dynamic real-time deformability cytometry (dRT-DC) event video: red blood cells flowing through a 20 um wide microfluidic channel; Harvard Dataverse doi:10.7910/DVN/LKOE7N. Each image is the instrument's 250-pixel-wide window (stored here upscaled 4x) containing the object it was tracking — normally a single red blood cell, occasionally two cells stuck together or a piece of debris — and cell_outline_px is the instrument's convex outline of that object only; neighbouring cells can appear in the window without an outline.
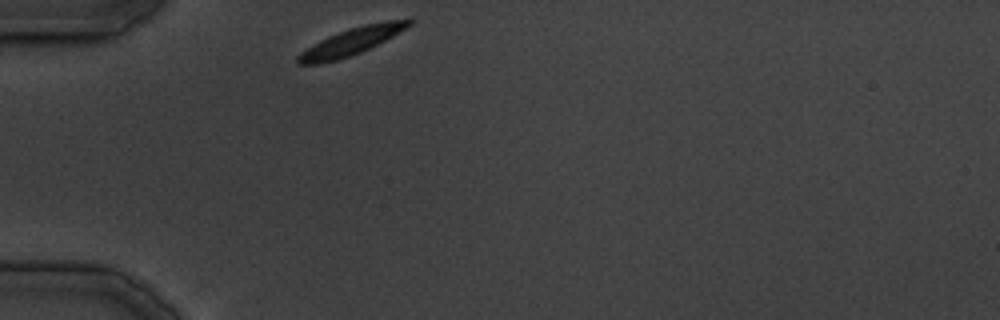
{"species": "common noctule bat (a hibernating species)", "species_latin": "Nyctalus noctula", "temperature_condition": "cold", "stored_images_in_passage": 5, "camera_frame_rate_fps": 3000, "um_per_image_px": 0.085, "animal": {"sex": "male", "body_mass_g": 19.5, "forearm_length_mm": 54.6}, "frame": {"image": 1, "passage_image": 1, "time_ms": 0.0, "image_size_px": [1000, 320], "cell_outline_px": [[416, 20], [412, 24], [392, 36], [360, 52], [336, 60], [316, 64], [296, 64], [296, 56], [300, 52], [312, 44], [328, 36], [364, 24], [384, 20], [412, 16]], "centroid_in_image_um": [29.93, 3.48], "position_along_channel_um": 55.1, "area_um2": 17.57}}